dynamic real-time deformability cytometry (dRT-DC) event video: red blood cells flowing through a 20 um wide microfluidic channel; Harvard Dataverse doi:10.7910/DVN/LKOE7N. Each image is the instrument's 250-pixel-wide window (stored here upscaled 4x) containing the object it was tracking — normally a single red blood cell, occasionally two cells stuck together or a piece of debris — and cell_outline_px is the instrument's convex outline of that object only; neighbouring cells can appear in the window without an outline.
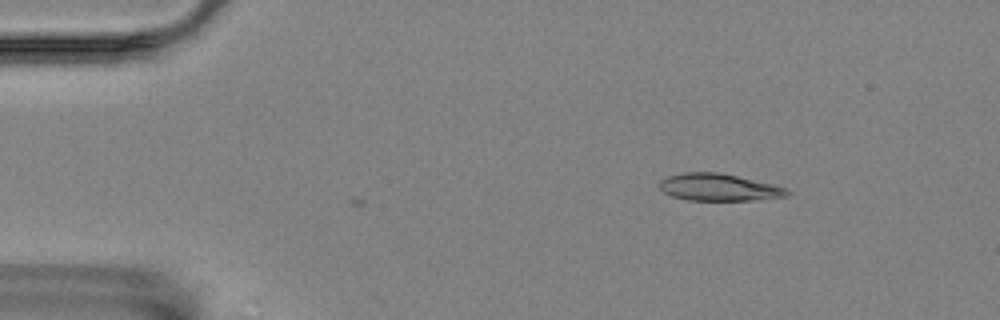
{"species": "Egyptian fruit bat (a non-hibernating species)", "species_latin": "Rousettus aegyptiacus", "temperature_condition": "room temperature", "stored_images_in_passage": 4, "camera_frame_rate_fps": 3000, "um_per_image_px": 0.085, "animal": {"sex": "female"}, "frame": {"image": 1, "passage_image": 2, "time_ms": 0.333, "image_size_px": [1000, 320], "cell_outline_px": [[792, 192], [788, 196], [752, 200], [688, 200], [672, 196], [664, 192], [660, 188], [660, 180], [668, 176], [684, 172], [716, 172], [736, 176], [772, 184], [788, 188]], "centroid_in_image_um": [61.12, 15.92], "position_along_channel_um": 23.9, "area_um2": 20.06}}